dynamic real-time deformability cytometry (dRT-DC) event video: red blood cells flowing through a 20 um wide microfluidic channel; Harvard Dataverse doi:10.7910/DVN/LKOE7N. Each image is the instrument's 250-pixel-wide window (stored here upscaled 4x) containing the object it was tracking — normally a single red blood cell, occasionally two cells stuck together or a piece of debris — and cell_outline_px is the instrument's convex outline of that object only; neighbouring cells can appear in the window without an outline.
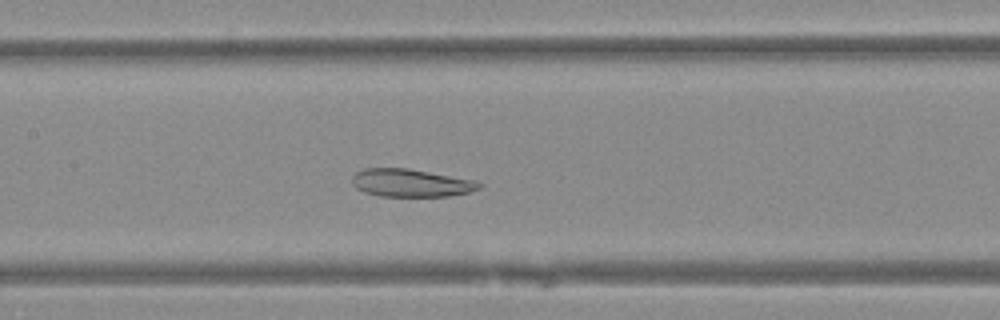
{"species": "Egyptian fruit bat (a non-hibernating species)", "species_latin": "Rousettus aegyptiacus", "temperature_condition": "warm", "stored_images_in_passage": 46, "camera_frame_rate_fps": 3000, "um_per_image_px": 0.085, "animal": {"sex": "female"}, "frame": {"image": 1, "passage_image": 20, "time_ms": 6.333, "image_size_px": [1000, 320], "cell_outline_px": [[480, 188], [468, 192], [452, 196], [380, 196], [364, 192], [356, 188], [352, 184], [352, 176], [356, 172], [364, 168], [408, 168], [476, 180], [480, 184]], "centroid_in_image_um": [34.9, 15.54], "position_along_channel_um": 172.5, "area_um2": 20.63}}
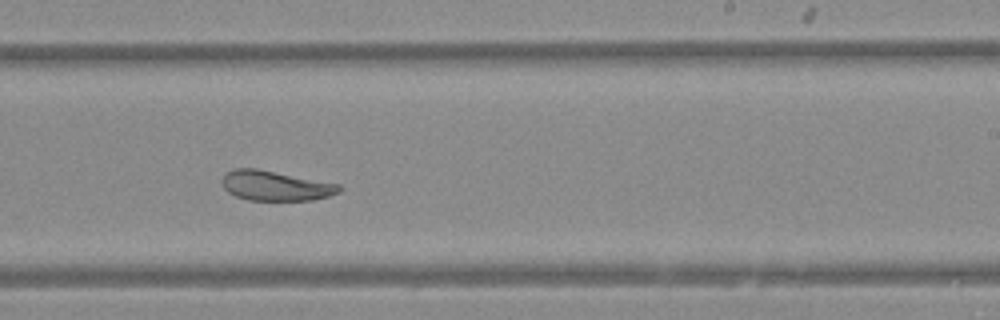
{"frame": {"image": 2, "passage_image": 27, "time_ms": 8.667, "image_size_px": [1000, 320], "cell_outline_px": [[340, 192], [328, 196], [312, 200], [248, 200], [236, 196], [228, 192], [224, 188], [224, 176], [228, 172], [236, 168], [256, 168], [340, 184]], "centroid_in_image_um": [23.44, 15.79], "position_along_channel_um": 265.6, "area_um2": 20.11}}
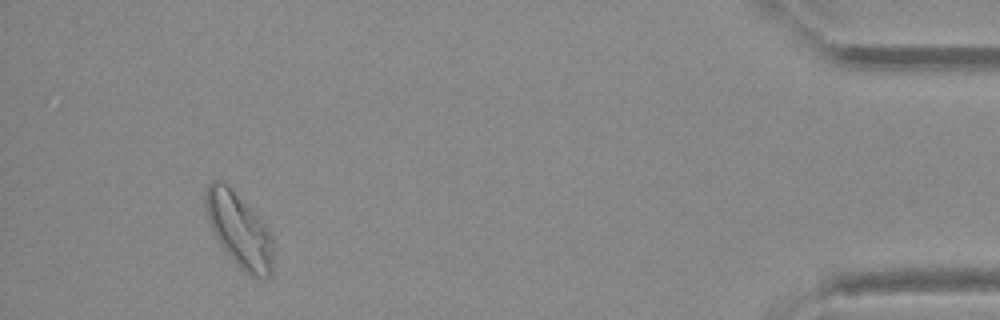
{"frame": {"image": 3, "passage_image": 43, "time_ms": 14.0, "image_size_px": [1000, 320], "cell_outline_px": [[272, 268], [268, 276], [248, 276], [236, 264], [220, 244], [208, 220], [204, 204], [204, 192], [208, 184], [212, 180], [220, 180], [252, 208], [264, 224], [272, 236]], "centroid_in_image_um": [20.3, 19.53], "position_along_channel_um": 414.9, "area_um2": 28.78}}